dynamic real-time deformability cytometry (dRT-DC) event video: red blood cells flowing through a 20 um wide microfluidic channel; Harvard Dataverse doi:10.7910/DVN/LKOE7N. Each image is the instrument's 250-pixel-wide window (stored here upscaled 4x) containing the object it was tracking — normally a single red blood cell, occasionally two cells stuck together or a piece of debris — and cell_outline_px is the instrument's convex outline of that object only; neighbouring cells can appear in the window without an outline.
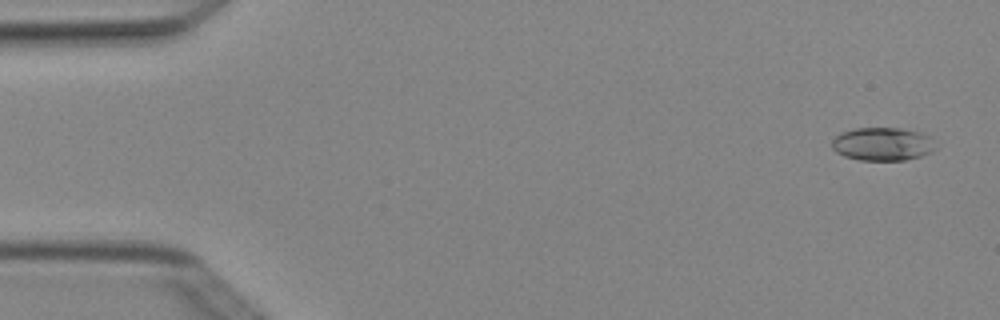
{"species": "Egyptian fruit bat (a non-hibernating species)", "species_latin": "Rousettus aegyptiacus", "temperature_condition": "cold", "stored_images_in_passage": 4, "camera_frame_rate_fps": 3000, "um_per_image_px": 0.085, "animal": {"sex": "female"}, "frame": {"image": 1, "passage_image": 1, "time_ms": 0.0, "image_size_px": [1000, 320], "cell_outline_px": [[936, 148], [932, 152], [920, 156], [904, 160], [860, 160], [844, 156], [836, 152], [832, 148], [832, 140], [840, 132], [856, 128], [900, 128], [920, 132], [928, 136]], "centroid_in_image_um": [74.99, 12.24], "position_along_channel_um": 10.0, "area_um2": 20.0}}
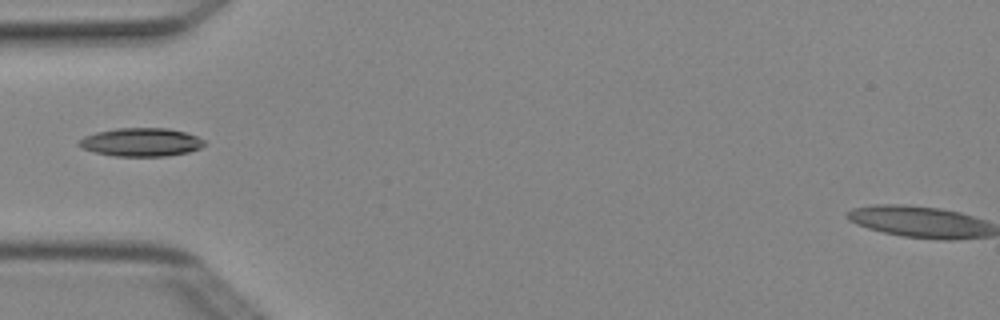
{"frame": {"image": 2, "passage_image": 4, "time_ms": 1.0, "image_size_px": [1000, 320], "cell_outline_px": [[204, 144], [200, 148], [188, 152], [164, 156], [112, 156], [96, 152], [84, 148], [76, 144], [84, 136], [96, 132], [116, 128], [168, 128], [184, 132], [196, 136], [204, 140]], "centroid_in_image_um": [11.98, 12.08], "position_along_channel_um": 73.0, "area_um2": 20.58}}